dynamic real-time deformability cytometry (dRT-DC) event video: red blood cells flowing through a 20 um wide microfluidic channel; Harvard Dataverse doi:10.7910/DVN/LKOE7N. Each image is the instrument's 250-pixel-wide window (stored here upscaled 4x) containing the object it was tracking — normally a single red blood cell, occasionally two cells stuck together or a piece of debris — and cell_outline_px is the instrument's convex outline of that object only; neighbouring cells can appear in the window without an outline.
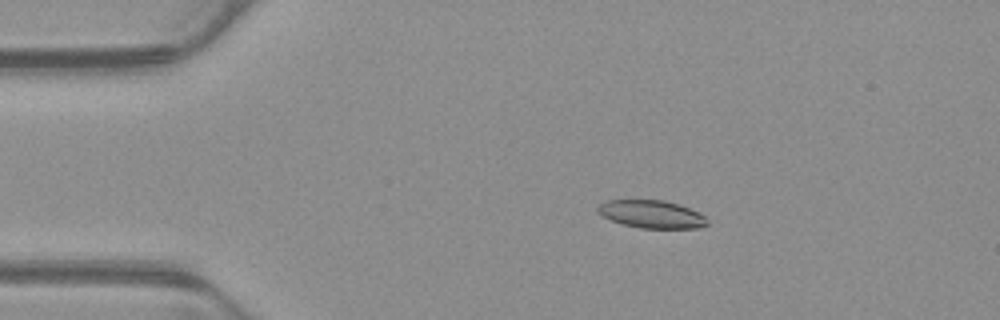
{"species": "common noctule bat (a hibernating species)", "species_latin": "Nyctalus noctula", "temperature_condition": "warm", "stored_images_in_passage": 48, "camera_frame_rate_fps": 3000, "um_per_image_px": 0.085, "animal": {"sex": "male", "body_mass_g": 23.1, "forearm_length_mm": 52.7}, "frame": {"image": 1, "passage_image": 5, "time_ms": 1.333, "image_size_px": [1000, 320], "cell_outline_px": [[708, 224], [700, 228], [640, 228], [624, 224], [612, 220], [596, 212], [596, 208], [604, 200], [664, 200], [680, 204], [700, 212], [708, 220]], "centroid_in_image_um": [55.41, 18.2], "position_along_channel_um": 29.6, "area_um2": 17.86}}
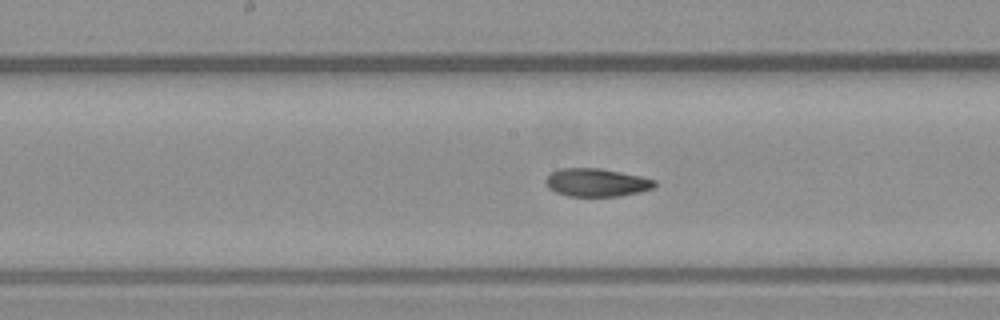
{"frame": {"image": 2, "passage_image": 22, "time_ms": 7.0, "image_size_px": [1000, 320], "cell_outline_px": [[656, 184], [652, 188], [640, 192], [620, 196], [568, 196], [556, 192], [548, 188], [544, 180], [552, 172], [560, 168], [600, 168], [640, 176], [656, 180]], "centroid_in_image_um": [50.69, 15.51], "position_along_channel_um": 197.5, "area_um2": 17.8}}
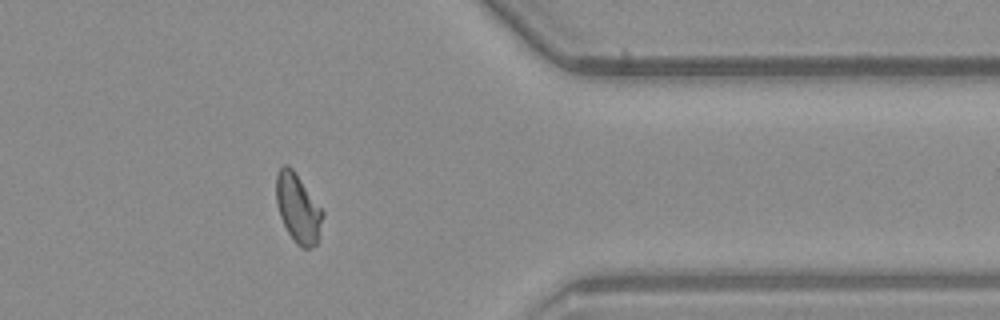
{"frame": {"image": 3, "passage_image": 38, "time_ms": 12.333, "image_size_px": [1000, 320], "cell_outline_px": [[324, 216], [316, 244], [308, 248], [300, 248], [296, 244], [288, 232], [280, 216], [276, 204], [276, 176], [280, 168], [284, 164], [288, 164], [292, 168], [324, 212]], "centroid_in_image_um": [25.32, 17.71], "position_along_channel_um": 386.1, "area_um2": 18.5}, "authors_computed_cell_mechanics": {"area_um2": 18.2648, "velocity_mm_per_s": 3.8754, "shape_relaxation_time_tau1_ms": 8.0151, "shape_relaxation_time_tau2_ms": 2.3758, "deformation_change_tau1": 0.2149, "deformation_change_tau2": 0.0752}}